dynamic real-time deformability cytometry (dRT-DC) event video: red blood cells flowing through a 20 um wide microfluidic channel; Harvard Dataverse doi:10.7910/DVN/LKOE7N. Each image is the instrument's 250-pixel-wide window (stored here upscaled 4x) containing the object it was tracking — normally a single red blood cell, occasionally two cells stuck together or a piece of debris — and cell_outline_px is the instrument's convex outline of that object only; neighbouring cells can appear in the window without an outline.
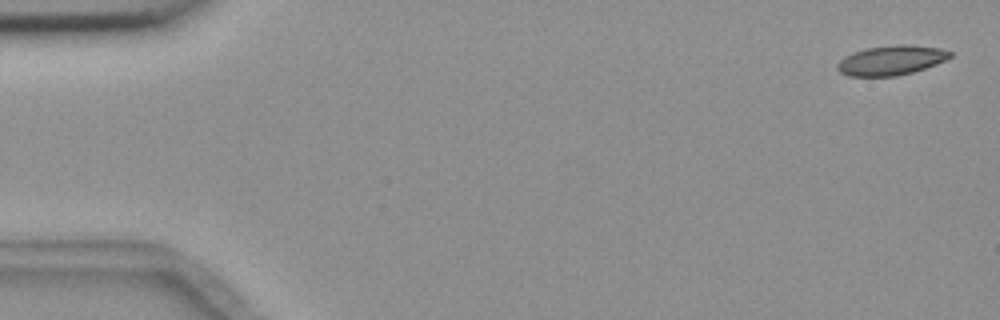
{"species": "common noctule bat (a hibernating species)", "species_latin": "Nyctalus noctula", "temperature_condition": "room temperature", "stored_images_in_passage": 5, "camera_frame_rate_fps": 3000, "um_per_image_px": 0.085, "animal": {"sex": "female", "body_mass_g": 18.4}, "frame": {"image": 1, "passage_image": 1, "time_ms": 0.0, "image_size_px": [1000, 320], "cell_outline_px": [[952, 56], [936, 64], [912, 72], [896, 76], [848, 76], [840, 72], [836, 68], [836, 64], [844, 56], [852, 52], [864, 48], [896, 44], [908, 44], [940, 48], [952, 52]], "centroid_in_image_um": [75.71, 5.11], "position_along_channel_um": 9.3, "area_um2": 19.59}}
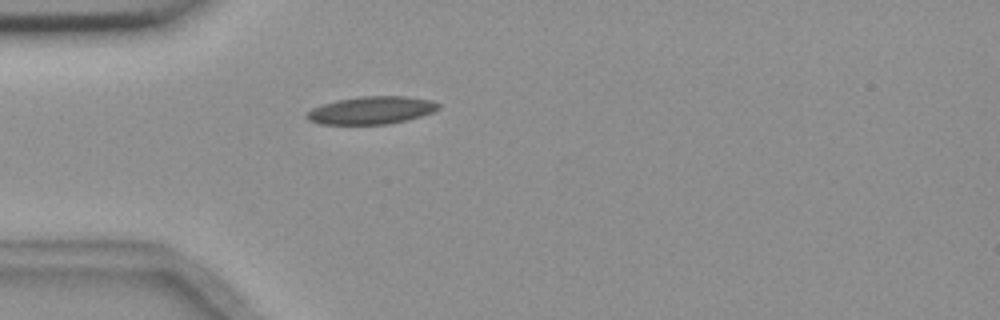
{"frame": {"image": 2, "passage_image": 5, "time_ms": 4.667, "image_size_px": [1000, 320], "cell_outline_px": [[440, 108], [432, 112], [408, 120], [388, 124], [320, 124], [308, 120], [304, 116], [312, 108], [336, 100], [360, 96], [404, 96], [432, 100], [440, 104]], "centroid_in_image_um": [31.57, 9.37], "position_along_channel_um": 53.4, "area_um2": 21.27}}